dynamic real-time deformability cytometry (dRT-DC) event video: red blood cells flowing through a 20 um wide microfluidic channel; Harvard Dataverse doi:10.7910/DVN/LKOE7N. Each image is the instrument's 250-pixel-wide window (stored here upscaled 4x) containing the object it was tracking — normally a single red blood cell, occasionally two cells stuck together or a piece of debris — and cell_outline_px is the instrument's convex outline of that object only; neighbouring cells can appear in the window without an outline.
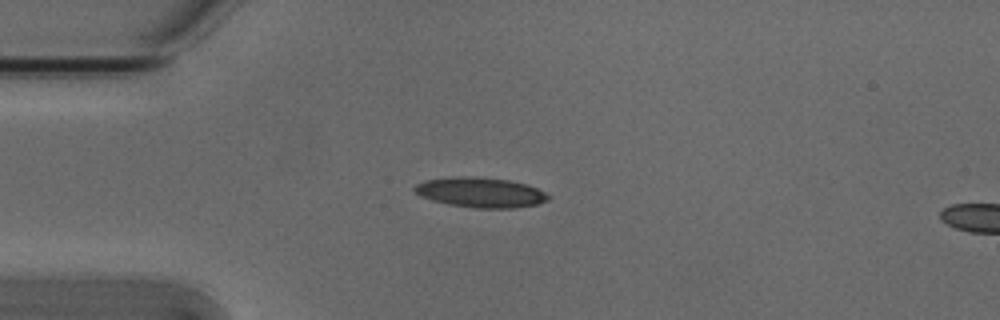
{"species": "Egyptian fruit bat (a non-hibernating species)", "species_latin": "Rousettus aegyptiacus", "temperature_condition": "cold", "stored_images_in_passage": 7, "camera_frame_rate_fps": 3000, "um_per_image_px": 0.085, "animal": {"sex": "male"}, "frame": {"image": 1, "passage_image": 4, "time_ms": 1.0, "image_size_px": [1000, 320], "cell_outline_px": [[552, 196], [548, 200], [536, 204], [516, 208], [476, 208], [448, 204], [432, 200], [420, 196], [412, 188], [416, 184], [424, 180], [452, 176], [476, 176], [508, 180], [528, 184]], "centroid_in_image_um": [40.83, 16.34], "position_along_channel_um": 44.2, "area_um2": 23.58}}
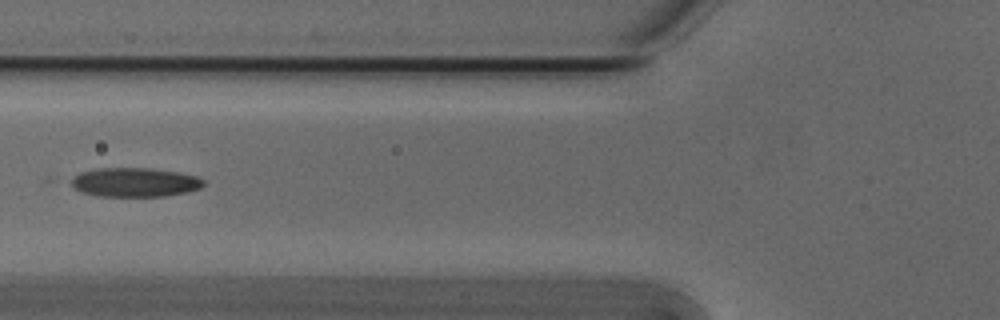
{"frame": {"image": 2, "passage_image": 6, "time_ms": 1.667, "image_size_px": [1000, 320], "cell_outline_px": [[204, 184], [200, 188], [188, 192], [164, 196], [100, 196], [80, 192], [72, 184], [72, 180], [80, 172], [96, 168], [152, 168], [180, 172], [200, 176], [204, 180]], "centroid_in_image_um": [11.52, 15.48], "position_along_channel_um": 114.3, "area_um2": 22.54}}